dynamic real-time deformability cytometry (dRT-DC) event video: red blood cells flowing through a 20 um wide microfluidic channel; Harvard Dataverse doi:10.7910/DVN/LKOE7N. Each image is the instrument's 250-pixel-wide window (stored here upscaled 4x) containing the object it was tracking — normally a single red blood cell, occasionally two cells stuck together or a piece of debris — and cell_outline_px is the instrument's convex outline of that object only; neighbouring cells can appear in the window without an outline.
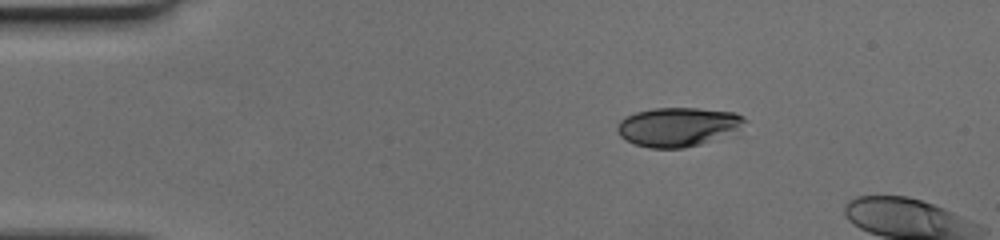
{"species": "human", "species_latin": "Homo sapiens", "temperature_condition": "cold", "stored_images_in_passage": 5, "camera_frame_rate_fps": 3000, "um_per_image_px": 0.085, "donor": {"sex": "female"}, "frame": {"image": 1, "passage_image": 1, "time_ms": 0.0, "image_size_px": [1000, 240], "cell_outline_px": [[748, 120], [736, 136], [684, 148], [648, 148], [636, 144], [620, 136], [616, 128], [620, 120], [624, 116], [636, 112], [652, 108], [696, 108], [736, 112], [744, 116]], "centroid_in_image_um": [57.75, 10.79], "position_along_channel_um": 27.3, "area_um2": 29.88}}